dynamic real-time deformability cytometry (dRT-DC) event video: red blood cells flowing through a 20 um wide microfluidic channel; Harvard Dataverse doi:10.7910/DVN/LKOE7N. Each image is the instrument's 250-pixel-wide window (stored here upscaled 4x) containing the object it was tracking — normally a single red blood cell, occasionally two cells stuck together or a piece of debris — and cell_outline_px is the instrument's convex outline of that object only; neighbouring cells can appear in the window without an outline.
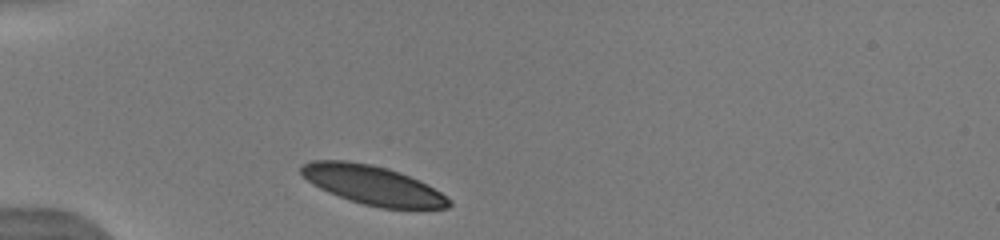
{"species": "human", "species_latin": "Homo sapiens", "temperature_condition": "warm", "stored_images_in_passage": 5, "camera_frame_rate_fps": 3000, "um_per_image_px": 0.085, "donor": {"sex": "male"}, "frame": {"image": 1, "passage_image": 1, "time_ms": 0.0, "image_size_px": [1000, 240], "cell_outline_px": [[452, 204], [448, 208], [380, 208], [348, 200], [328, 192], [312, 184], [300, 172], [300, 164], [312, 160], [348, 160], [372, 164], [388, 168], [400, 172], [428, 184], [452, 200]], "centroid_in_image_um": [31.67, 15.72], "position_along_channel_um": 53.3, "area_um2": 33.81}}